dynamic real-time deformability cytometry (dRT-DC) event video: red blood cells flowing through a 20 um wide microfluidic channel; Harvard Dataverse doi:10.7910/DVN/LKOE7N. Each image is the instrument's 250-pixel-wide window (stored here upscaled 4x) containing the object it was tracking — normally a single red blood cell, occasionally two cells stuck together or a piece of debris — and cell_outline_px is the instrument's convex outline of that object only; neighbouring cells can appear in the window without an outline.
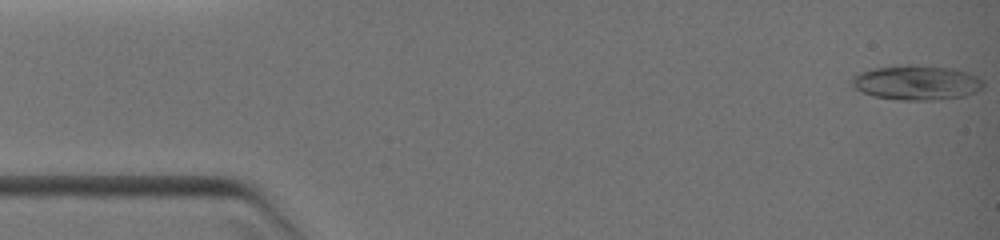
{"species": "common noctule bat (a hibernating species)", "species_latin": "Nyctalus noctula", "temperature_condition": "warm", "stored_images_in_passage": 43, "camera_frame_rate_fps": 3000, "um_per_image_px": 0.085, "animal": {"sex": "female", "body_mass_g": 19.0, "forearm_length_mm": 51.5}, "frame": {"image": 1, "passage_image": 1, "time_ms": 0.0, "image_size_px": [1000, 240], "cell_outline_px": [[984, 88], [976, 92], [964, 96], [932, 100], [900, 100], [876, 96], [860, 92], [848, 80], [852, 76], [868, 68], [908, 64], [916, 64], [952, 68], [968, 72], [984, 80]], "centroid_in_image_um": [77.89, 7.0], "position_along_channel_um": 7.1, "area_um2": 27.05}}
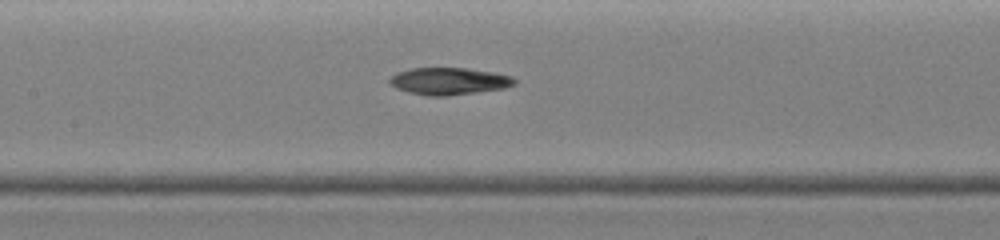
{"frame": {"image": 2, "passage_image": 19, "time_ms": 6.0, "image_size_px": [1000, 240], "cell_outline_px": [[516, 84], [504, 88], [476, 92], [444, 96], [428, 96], [408, 92], [396, 88], [388, 84], [388, 80], [396, 72], [408, 68], [468, 68], [496, 72], [512, 76], [516, 80]], "centroid_in_image_um": [38.15, 6.89], "position_along_channel_um": 169.3, "area_um2": 19.94}}
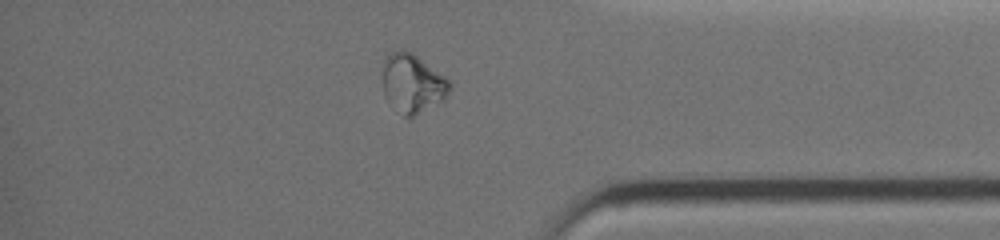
{"frame": {"image": 3, "passage_image": 35, "time_ms": 11.0, "image_size_px": [1000, 240], "cell_outline_px": [[452, 84], [448, 92], [440, 100], [412, 116], [404, 116], [384, 96], [384, 60], [392, 52], [400, 48], [404, 48], [412, 52], [444, 76]], "centroid_in_image_um": [35.04, 7.03], "position_along_channel_um": 400.2, "area_um2": 22.14}}